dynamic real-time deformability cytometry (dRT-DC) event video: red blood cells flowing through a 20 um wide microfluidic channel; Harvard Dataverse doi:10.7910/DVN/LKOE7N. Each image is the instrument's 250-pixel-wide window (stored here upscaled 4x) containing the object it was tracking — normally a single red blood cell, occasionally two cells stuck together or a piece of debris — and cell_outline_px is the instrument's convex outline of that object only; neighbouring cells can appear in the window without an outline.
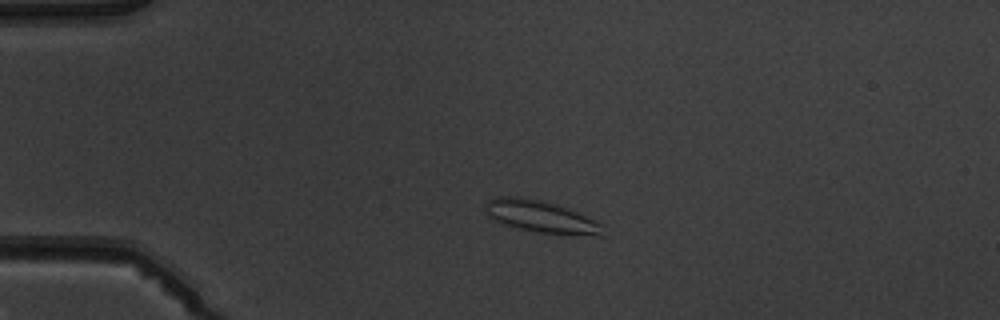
{"species": "common noctule bat (a hibernating species)", "species_latin": "Nyctalus noctula", "temperature_condition": "warm", "stored_images_in_passage": 3, "camera_frame_rate_fps": 3000, "um_per_image_px": 0.085, "animal": {"sex": "male", "body_mass_g": 19.5, "forearm_length_mm": 54.6}, "frame": {"image": 1, "passage_image": 2, "time_ms": 2.0, "image_size_px": [1000, 320], "cell_outline_px": [[604, 236], [596, 236], [536, 232], [504, 224], [488, 216], [484, 212], [484, 204], [488, 200], [496, 196], [524, 196], [556, 204], [568, 208], [604, 224]], "centroid_in_image_um": [45.99, 18.4], "position_along_channel_um": 39.0, "area_um2": 22.2}}